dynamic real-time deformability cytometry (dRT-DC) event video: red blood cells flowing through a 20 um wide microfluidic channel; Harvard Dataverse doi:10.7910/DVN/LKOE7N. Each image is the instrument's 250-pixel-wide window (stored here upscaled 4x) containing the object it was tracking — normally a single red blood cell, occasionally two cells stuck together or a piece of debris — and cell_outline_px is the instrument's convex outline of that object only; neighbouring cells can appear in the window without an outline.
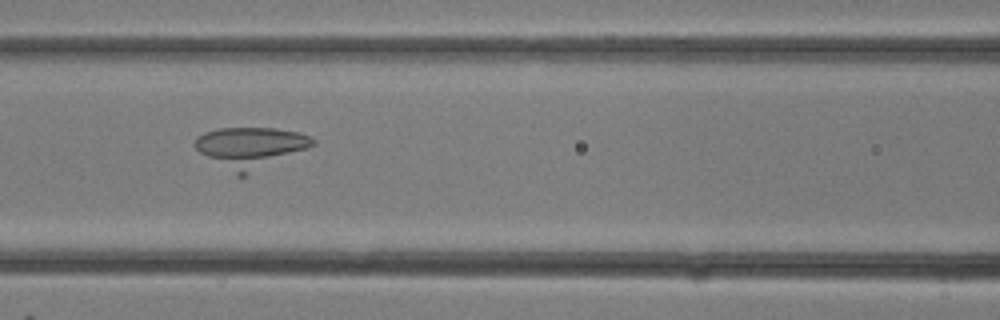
{"species": "common noctule bat (a hibernating species)", "species_latin": "Nyctalus noctula", "temperature_condition": "room temperature", "stored_images_in_passage": 23, "camera_frame_rate_fps": 3000, "um_per_image_px": 0.085, "animal": {"sex": "female"}, "frame": {"image": 1, "passage_image": 14, "time_ms": 4.333, "image_size_px": [1000, 320], "cell_outline_px": [[316, 144], [308, 148], [244, 176], [236, 176], [200, 152], [192, 144], [196, 136], [204, 132], [220, 128], [276, 128], [300, 132], [312, 136], [316, 140]], "centroid_in_image_um": [21.3, 12.51], "position_along_channel_um": 145.3, "area_um2": 27.98}}
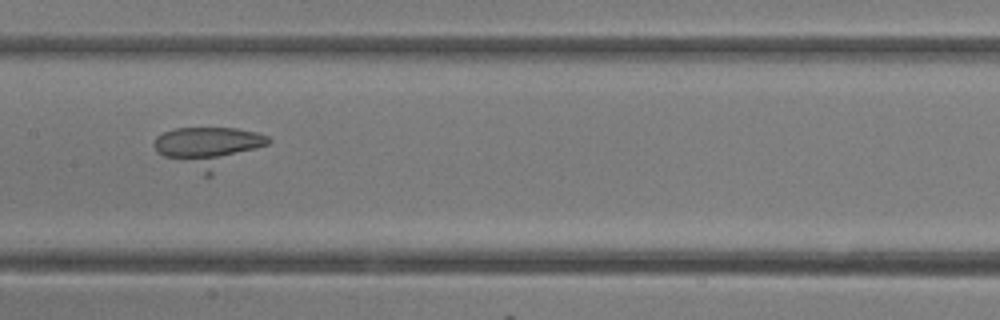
{"frame": {"image": 2, "passage_image": 16, "time_ms": 5.0, "image_size_px": [1000, 320], "cell_outline_px": [[272, 140], [268, 144], [212, 176], [204, 176], [156, 152], [152, 144], [156, 136], [164, 132], [176, 128], [236, 128], [256, 132], [268, 136]], "centroid_in_image_um": [17.73, 12.52], "position_along_channel_um": 189.7, "area_um2": 27.22}}
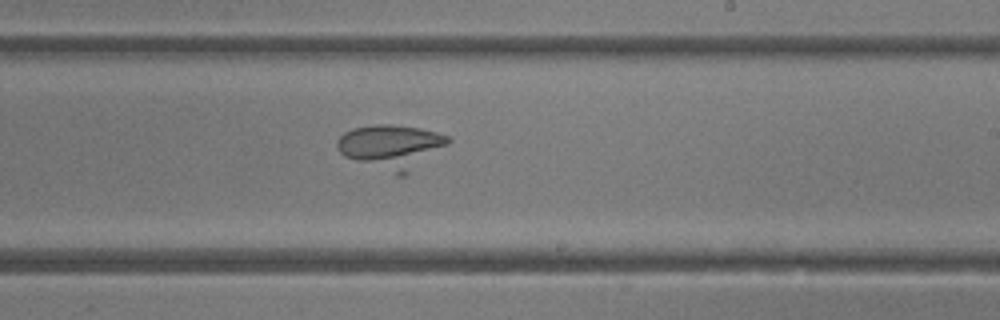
{"frame": {"image": 3, "passage_image": 19, "time_ms": 6.0, "image_size_px": [1000, 320], "cell_outline_px": [[452, 140], [448, 144], [404, 176], [396, 176], [344, 156], [336, 148], [336, 140], [344, 132], [352, 128], [376, 124], [388, 124], [420, 128], [436, 132], [448, 136]], "centroid_in_image_um": [33.23, 12.47], "position_along_channel_um": 255.8, "area_um2": 28.55}}